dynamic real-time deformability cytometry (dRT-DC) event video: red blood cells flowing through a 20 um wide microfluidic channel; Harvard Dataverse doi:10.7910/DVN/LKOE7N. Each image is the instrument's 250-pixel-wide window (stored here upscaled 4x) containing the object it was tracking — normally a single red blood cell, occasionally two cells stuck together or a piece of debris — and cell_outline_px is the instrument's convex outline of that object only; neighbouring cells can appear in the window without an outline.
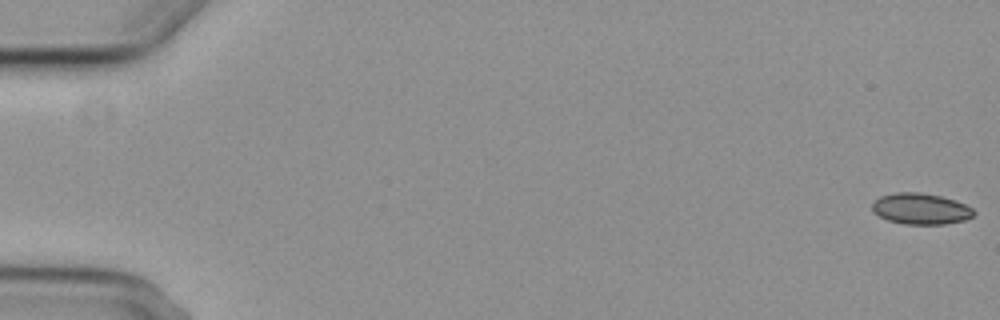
{"species": "common noctule bat (a hibernating species)", "species_latin": "Nyctalus noctula", "temperature_condition": "cold", "stored_images_in_passage": 10, "camera_frame_rate_fps": 3000, "um_per_image_px": 0.085, "animal": {"sex": "female", "body_mass_g": 29.2, "forearm_length_mm": 56.3}, "frame": {"image": 1, "passage_image": 1, "time_ms": 0.0, "image_size_px": [1000, 320], "cell_outline_px": [[976, 212], [972, 216], [964, 220], [944, 224], [904, 224], [888, 220], [872, 212], [872, 204], [880, 196], [896, 192], [920, 192], [940, 196], [964, 204], [972, 208]], "centroid_in_image_um": [78.24, 17.75], "position_along_channel_um": 6.8, "area_um2": 18.26}}
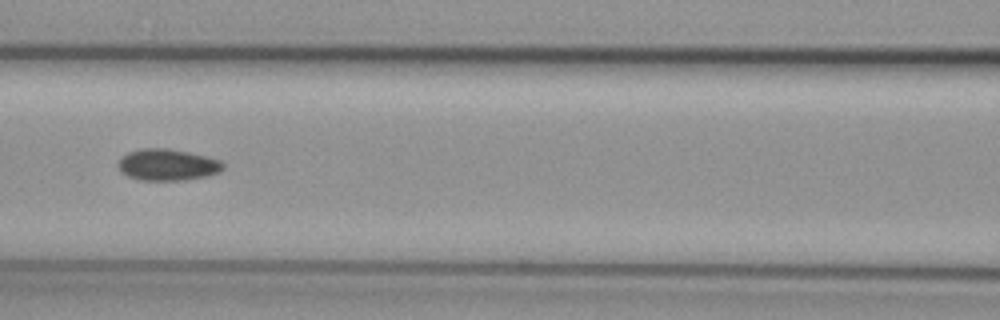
{"frame": {"image": 2, "passage_image": 7, "time_ms": 8.333, "image_size_px": [1000, 320], "cell_outline_px": [[224, 168], [220, 172], [208, 176], [184, 180], [140, 180], [128, 176], [120, 172], [120, 156], [128, 152], [140, 148], [168, 148], [188, 152], [220, 160], [224, 164]], "centroid_in_image_um": [14.24, 14.0], "position_along_channel_um": 152.4, "area_um2": 19.31}}
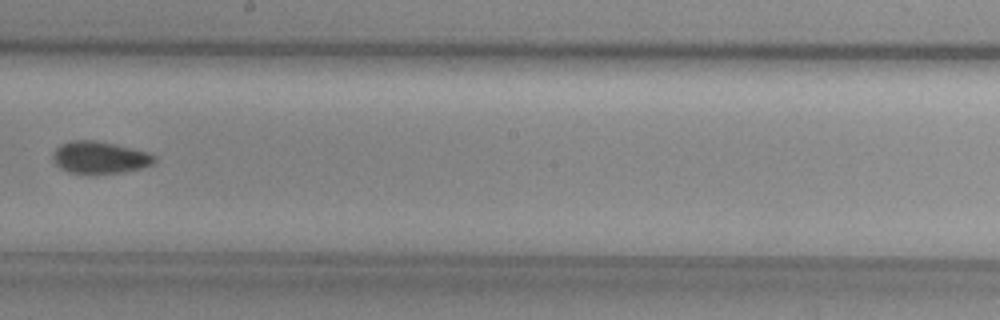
{"frame": {"image": 3, "passage_image": 9, "time_ms": 10.667, "image_size_px": [1000, 320], "cell_outline_px": [[156, 164], [124, 172], [96, 176], [84, 176], [68, 172], [60, 168], [56, 164], [52, 156], [52, 152], [60, 144], [68, 140], [96, 140], [132, 148], [148, 152], [156, 156]], "centroid_in_image_um": [8.46, 13.42], "position_along_channel_um": 239.7, "area_um2": 19.88}}